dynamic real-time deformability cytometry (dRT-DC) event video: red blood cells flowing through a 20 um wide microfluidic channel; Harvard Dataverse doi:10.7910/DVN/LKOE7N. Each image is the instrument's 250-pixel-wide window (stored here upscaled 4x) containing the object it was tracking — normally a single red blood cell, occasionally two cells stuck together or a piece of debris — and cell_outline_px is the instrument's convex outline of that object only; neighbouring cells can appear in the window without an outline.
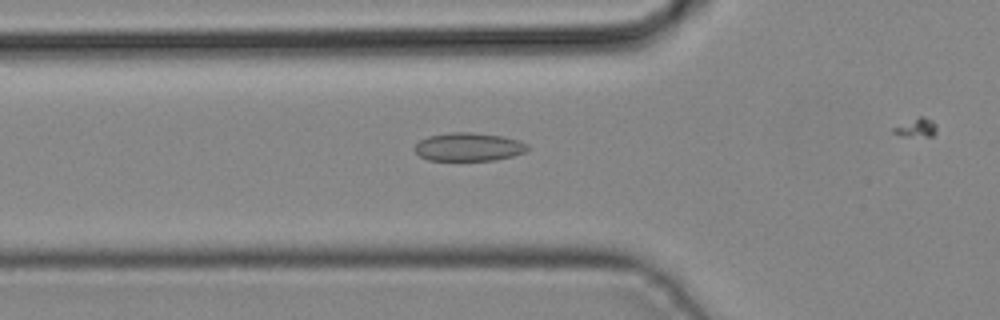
{"species": "common noctule bat (a hibernating species)", "species_latin": "Nyctalus noctula", "temperature_condition": "cold", "stored_images_in_passage": 23, "camera_frame_rate_fps": 3000, "um_per_image_px": 0.085, "animal": {"sex": "male", "body_mass_g": 19.2, "forearm_length_mm": 51.8}, "frame": {"image": 1, "passage_image": 3, "time_ms": 0.667, "image_size_px": [1000, 320], "cell_outline_px": [[528, 148], [524, 152], [512, 156], [496, 160], [428, 160], [420, 156], [412, 148], [420, 140], [428, 136], [452, 132], [472, 132], [500, 136], [520, 140], [528, 144]], "centroid_in_image_um": [39.82, 12.48], "position_along_channel_um": 86.0, "area_um2": 18.61}}
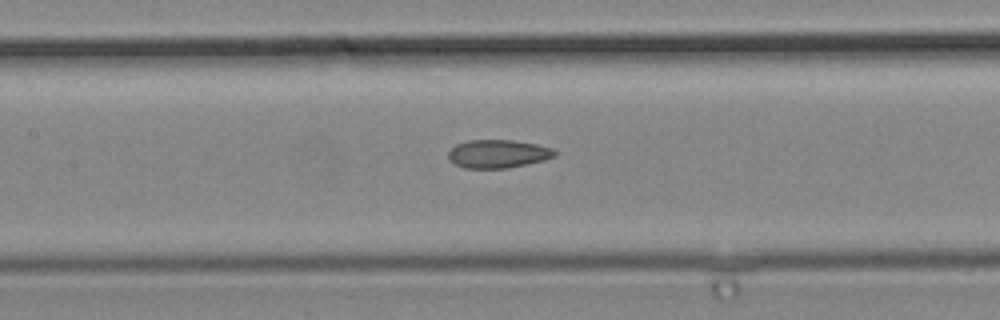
{"frame": {"image": 2, "passage_image": 8, "time_ms": 2.333, "image_size_px": [1000, 320], "cell_outline_px": [[556, 156], [544, 160], [508, 168], [464, 168], [456, 164], [448, 156], [448, 152], [456, 144], [468, 140], [512, 140], [536, 144], [552, 148], [556, 152]], "centroid_in_image_um": [42.34, 13.07], "position_along_channel_um": 165.1, "area_um2": 17.4}}
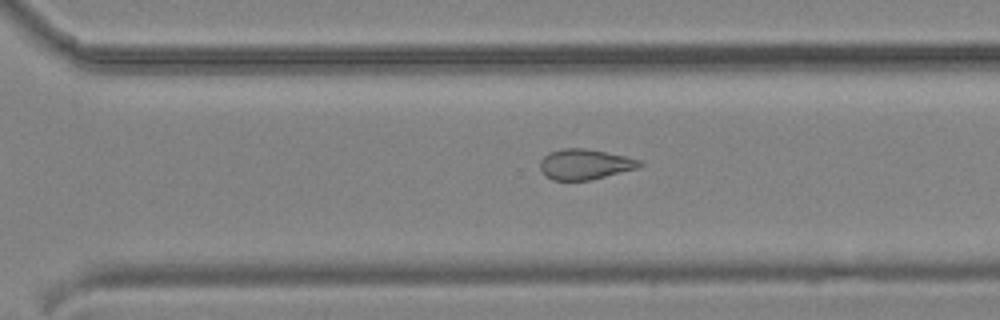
{"frame": {"image": 3, "passage_image": 18, "time_ms": 5.667, "image_size_px": [1000, 320], "cell_outline_px": [[644, 164], [636, 168], [592, 180], [552, 180], [540, 168], [540, 160], [548, 152], [560, 148], [584, 148], [624, 156], [640, 160]], "centroid_in_image_um": [49.69, 13.96], "position_along_channel_um": 320.9, "area_um2": 17.46}}